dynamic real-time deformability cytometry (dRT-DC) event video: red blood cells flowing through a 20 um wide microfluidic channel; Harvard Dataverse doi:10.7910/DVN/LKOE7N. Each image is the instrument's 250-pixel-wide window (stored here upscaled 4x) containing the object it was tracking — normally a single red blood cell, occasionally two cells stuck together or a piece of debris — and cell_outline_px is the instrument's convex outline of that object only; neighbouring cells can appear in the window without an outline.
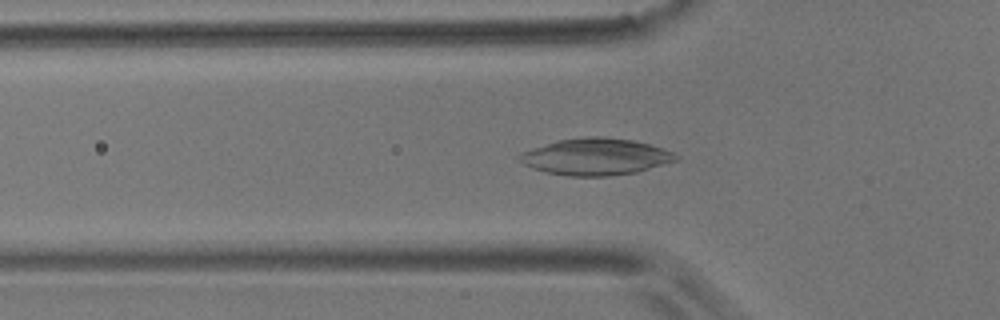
{"species": "common noctule bat (a hibernating species)", "species_latin": "Nyctalus noctula", "temperature_condition": "room temperature", "stored_images_in_passage": 47, "camera_frame_rate_fps": 3000, "um_per_image_px": 0.085, "animal": {"sex": "male", "body_mass_g": 17.9}, "frame": {"image": 1, "passage_image": 11, "time_ms": 3.333, "image_size_px": [1000, 320], "cell_outline_px": [[680, 156], [676, 160], [664, 164], [636, 172], [608, 176], [568, 176], [544, 172], [532, 168], [524, 164], [516, 156], [520, 152], [532, 148], [560, 140], [584, 136], [600, 136], [632, 140], [664, 148]], "centroid_in_image_um": [50.61, 13.32], "position_along_channel_um": 75.2, "area_um2": 33.41}}
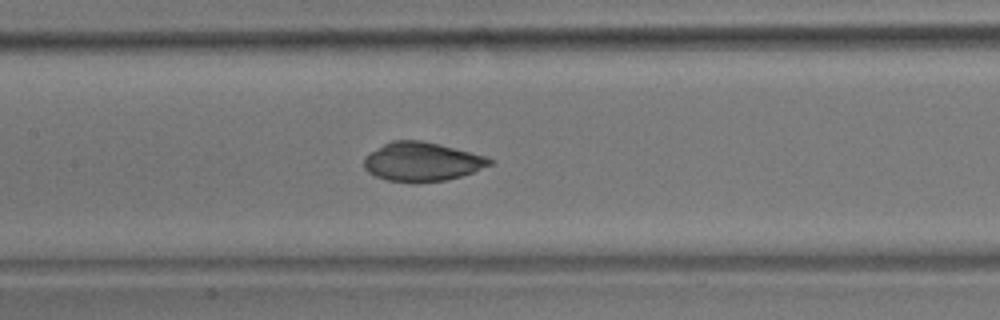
{"frame": {"image": 2, "passage_image": 19, "time_ms": 6.0, "image_size_px": [1000, 320], "cell_outline_px": [[492, 164], [472, 172], [448, 180], [412, 184], [388, 180], [376, 176], [368, 172], [364, 168], [364, 156], [384, 144], [392, 140], [420, 140], [440, 144], [484, 156], [492, 160]], "centroid_in_image_um": [35.83, 13.76], "position_along_channel_um": 171.6, "area_um2": 28.55}}
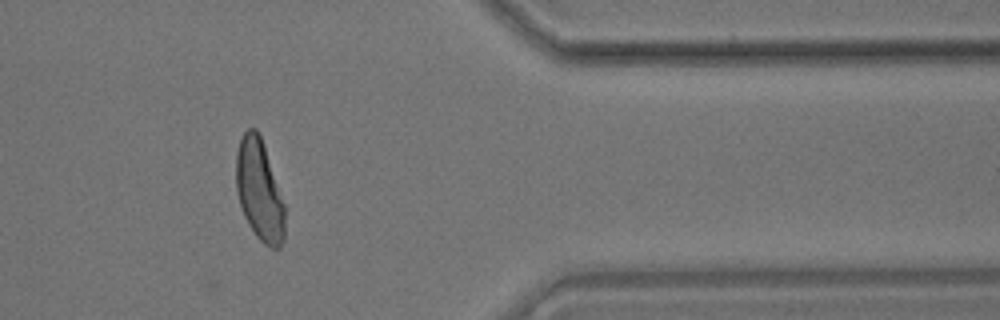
{"frame": {"image": 3, "passage_image": 39, "time_ms": 12.667, "image_size_px": [1000, 320], "cell_outline_px": [[284, 240], [280, 248], [272, 248], [264, 244], [256, 236], [248, 224], [244, 216], [236, 192], [236, 152], [240, 140], [244, 132], [248, 128], [256, 128], [260, 132], [284, 204]], "centroid_in_image_um": [22.03, 16.16], "position_along_channel_um": 389.4, "area_um2": 28.73}, "authors_computed_cell_mechanics": {"area_um2": 28.6688, "velocity_mm_per_s": 3.5681, "shape_relaxation_time_tau1_ms": 6.6893, "shape_relaxation_time_tau2_ms": 3.0216, "deformation_change_tau1": 0.2389, "deformation_change_tau2": 0.0552}}